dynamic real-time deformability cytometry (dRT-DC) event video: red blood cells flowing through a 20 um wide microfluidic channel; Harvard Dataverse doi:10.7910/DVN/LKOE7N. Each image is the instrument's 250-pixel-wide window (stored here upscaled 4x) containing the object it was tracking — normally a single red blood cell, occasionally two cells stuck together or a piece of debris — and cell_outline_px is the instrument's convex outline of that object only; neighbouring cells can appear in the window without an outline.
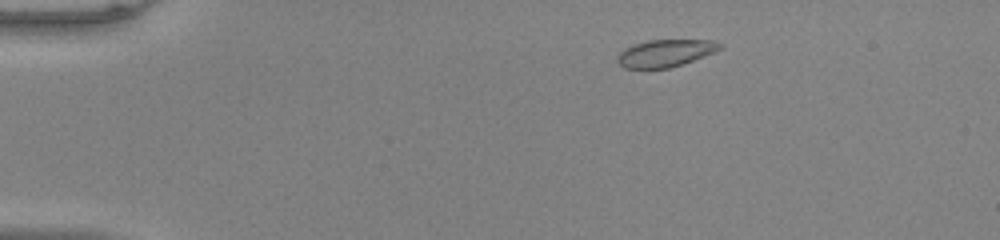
{"species": "common noctule bat (a hibernating species)", "species_latin": "Nyctalus noctula", "temperature_condition": "warm", "stored_images_in_passage": 48, "camera_frame_rate_fps": 3000, "um_per_image_px": 0.085, "animal": {"sex": "male", "body_mass_g": 20.0, "forearm_length_mm": 53.3}, "frame": {"image": 1, "passage_image": 5, "time_ms": 1.333, "image_size_px": [1000, 240], "cell_outline_px": [[724, 48], [704, 56], [668, 68], [624, 68], [616, 60], [616, 56], [624, 48], [648, 40], [716, 40], [724, 44]], "centroid_in_image_um": [56.58, 4.5], "position_along_channel_um": 28.4, "area_um2": 16.24}}
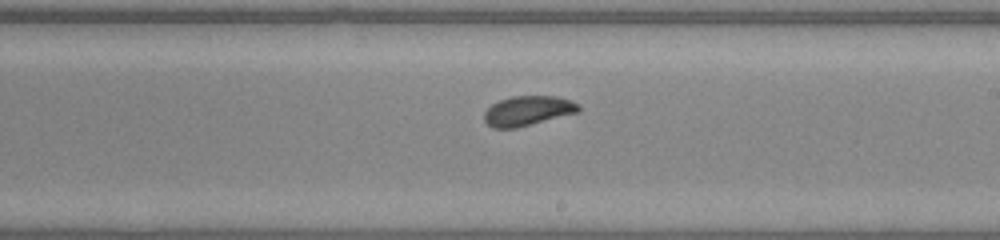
{"frame": {"image": 2, "passage_image": 27, "time_ms": 8.667, "image_size_px": [1000, 240], "cell_outline_px": [[580, 112], [516, 128], [492, 128], [484, 120], [484, 112], [492, 104], [500, 100], [512, 96], [556, 96], [580, 104]], "centroid_in_image_um": [44.87, 9.42], "position_along_channel_um": 244.1, "area_um2": 16.36}}
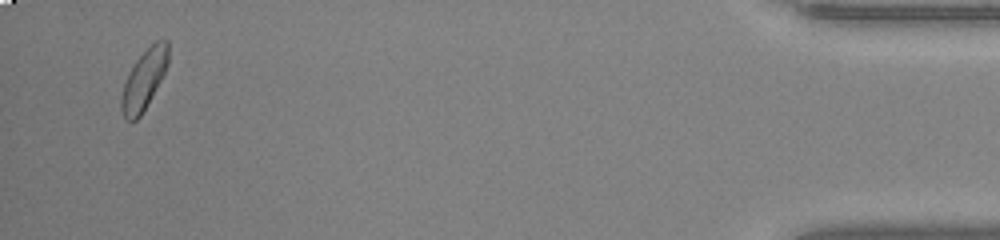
{"frame": {"image": 3, "passage_image": 46, "time_ms": 15.0, "image_size_px": [1000, 240], "cell_outline_px": [[168, 64], [160, 80], [140, 116], [132, 124], [124, 120], [120, 108], [120, 96], [124, 84], [136, 60], [156, 40], [168, 40]], "centroid_in_image_um": [12.2, 6.82], "position_along_channel_um": 423.0, "area_um2": 16.07}, "authors_computed_cell_mechanics": {"area_um2": 16.5308, "velocity_mm_per_s": 4.0092, "shape_relaxation_time_tau1_ms": 2.8466, "shape_relaxation_time_tau2_ms": null, "deformation_change_tau1": 0.0763, "deformation_change_tau2": null}}